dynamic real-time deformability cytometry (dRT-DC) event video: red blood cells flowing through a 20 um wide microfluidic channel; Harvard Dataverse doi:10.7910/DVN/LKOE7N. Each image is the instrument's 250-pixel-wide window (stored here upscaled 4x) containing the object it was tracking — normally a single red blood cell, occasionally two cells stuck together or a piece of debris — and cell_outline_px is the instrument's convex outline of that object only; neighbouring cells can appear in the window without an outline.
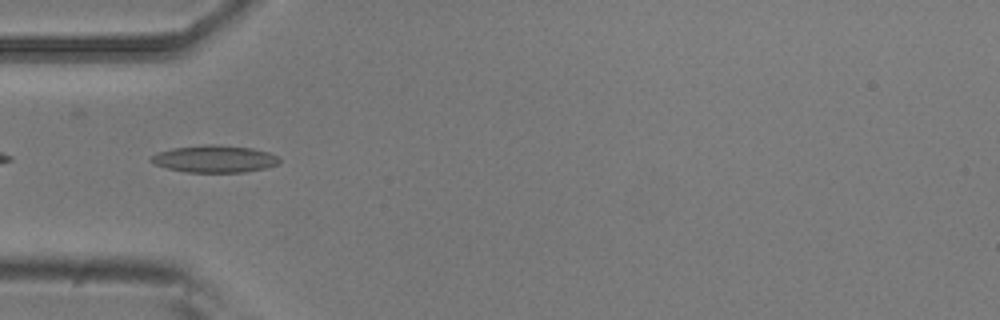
{"species": "common noctule bat (a hibernating species)", "species_latin": "Nyctalus noctula", "temperature_condition": "room temperature", "stored_images_in_passage": 7, "camera_frame_rate_fps": 3000, "um_per_image_px": 0.085, "animal": {"sex": "male", "body_mass_g": 20.5, "forearm_length_mm": 52.5}, "frame": {"image": 1, "passage_image": 4, "time_ms": 1.0, "image_size_px": [1000, 320], "cell_outline_px": [[280, 160], [276, 164], [264, 168], [244, 172], [188, 172], [168, 168], [156, 164], [148, 160], [156, 152], [172, 148], [204, 144], [212, 144], [252, 148], [268, 152], [276, 156]], "centroid_in_image_um": [18.19, 13.49], "position_along_channel_um": 66.8, "area_um2": 20.11}}
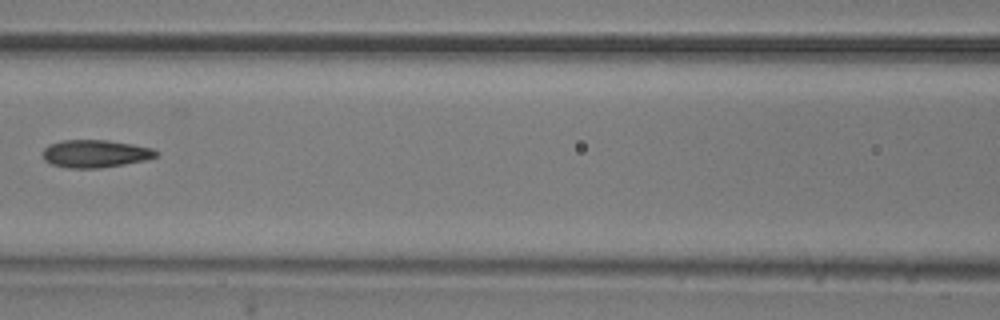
{"frame": {"image": 2, "passage_image": 6, "time_ms": 1.667, "image_size_px": [1000, 320], "cell_outline_px": [[160, 156], [148, 160], [100, 168], [68, 168], [52, 164], [44, 160], [40, 152], [48, 144], [64, 140], [104, 140], [132, 144], [152, 148], [160, 152]], "centroid_in_image_um": [8.11, 13.06], "position_along_channel_um": 158.5, "area_um2": 18.55}}
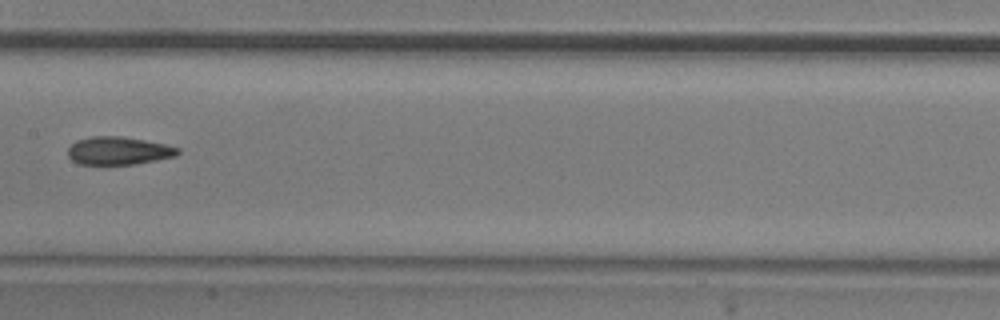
{"frame": {"image": 3, "passage_image": 7, "time_ms": 2.0, "image_size_px": [1000, 320], "cell_outline_px": [[180, 152], [176, 156], [136, 164], [80, 164], [72, 160], [68, 156], [68, 148], [76, 140], [92, 136], [120, 136], [144, 140], [164, 144], [180, 148]], "centroid_in_image_um": [10.07, 12.81], "position_along_channel_um": 197.3, "area_um2": 17.86}}